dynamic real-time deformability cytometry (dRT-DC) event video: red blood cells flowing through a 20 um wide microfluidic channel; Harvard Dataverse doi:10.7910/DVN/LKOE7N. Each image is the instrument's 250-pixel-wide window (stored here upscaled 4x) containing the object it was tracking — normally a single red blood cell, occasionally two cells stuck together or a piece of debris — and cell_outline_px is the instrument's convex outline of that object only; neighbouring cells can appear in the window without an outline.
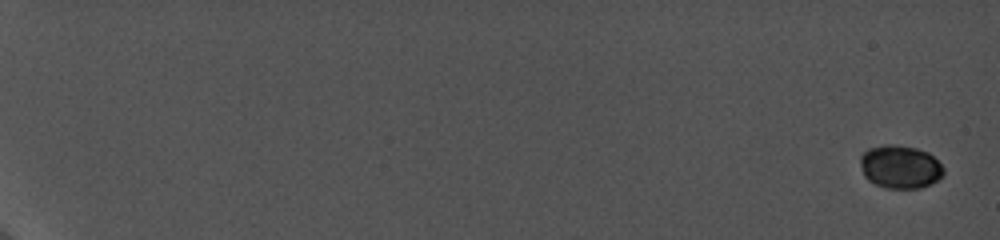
{"species": "common noctule bat (a hibernating species)", "species_latin": "Nyctalus noctula", "temperature_condition": "cold", "stored_images_in_passage": 53, "camera_frame_rate_fps": 5000, "um_per_image_px": 0.085, "animal": {"sex": "female", "body_mass_g": 19.0, "forearm_length_mm": 56.7}, "frame": {"image": 1, "passage_image": 1, "time_ms": 0.0, "image_size_px": [1000, 240], "cell_outline_px": [[944, 172], [936, 180], [920, 188], [884, 188], [868, 180], [864, 176], [860, 164], [860, 156], [868, 148], [888, 144], [892, 144], [916, 148], [928, 152], [944, 168]], "centroid_in_image_um": [76.48, 14.17], "position_along_channel_um": 8.5, "area_um2": 20.81}}
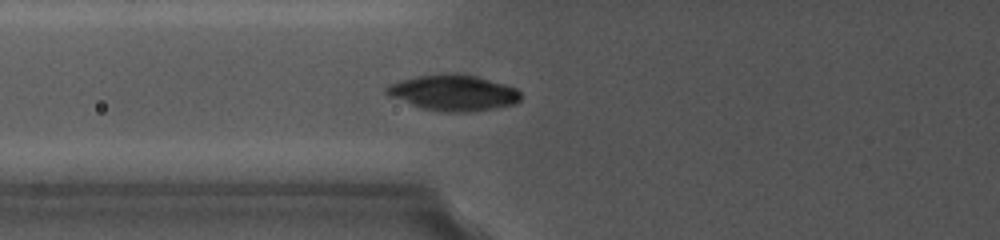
{"frame": {"image": 2, "passage_image": 27, "time_ms": 9.0, "image_size_px": [1000, 240], "cell_outline_px": [[520, 100], [516, 104], [492, 108], [464, 112], [452, 112], [420, 108], [388, 96], [384, 92], [384, 88], [388, 84], [400, 80], [416, 76], [448, 72], [460, 72], [476, 76], [504, 84], [516, 88], [520, 92]], "centroid_in_image_um": [38.48, 7.86], "position_along_channel_um": 87.3, "area_um2": 28.26}}
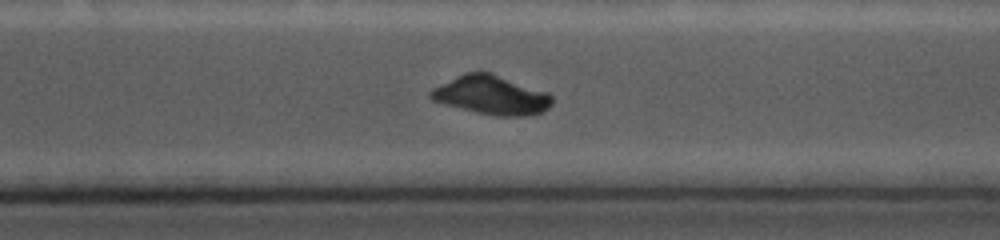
{"frame": {"image": 3, "passage_image": 46, "time_ms": 15.4, "image_size_px": [1000, 240], "cell_outline_px": [[552, 104], [544, 112], [524, 116], [496, 116], [476, 112], [444, 104], [432, 100], [428, 96], [428, 92], [432, 88], [464, 72], [492, 72], [548, 92], [552, 96]], "centroid_in_image_um": [41.77, 8.08], "position_along_channel_um": 328.8, "area_um2": 27.74}}